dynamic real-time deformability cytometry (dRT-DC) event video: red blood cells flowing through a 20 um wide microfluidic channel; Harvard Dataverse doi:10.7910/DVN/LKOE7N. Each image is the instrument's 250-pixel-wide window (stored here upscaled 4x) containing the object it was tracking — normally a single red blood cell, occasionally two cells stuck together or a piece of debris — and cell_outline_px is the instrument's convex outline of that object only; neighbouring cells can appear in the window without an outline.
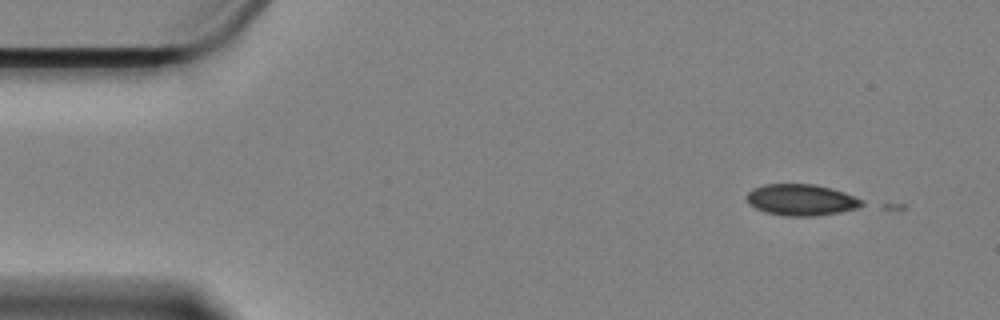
{"species": "Egyptian fruit bat (a non-hibernating species)", "species_latin": "Rousettus aegyptiacus", "temperature_condition": "cold", "stored_images_in_passage": 3, "camera_frame_rate_fps": 3000, "um_per_image_px": 0.085, "animal": {"sex": "female"}, "frame": {"image": 1, "passage_image": 2, "time_ms": 0.333, "image_size_px": [1000, 320], "cell_outline_px": [[864, 204], [856, 208], [840, 212], [816, 216], [788, 216], [768, 212], [756, 208], [748, 204], [748, 192], [752, 188], [764, 184], [816, 184], [832, 188], [844, 192], [864, 200]], "centroid_in_image_um": [68.13, 16.98], "position_along_channel_um": 16.9, "area_um2": 20.98}}